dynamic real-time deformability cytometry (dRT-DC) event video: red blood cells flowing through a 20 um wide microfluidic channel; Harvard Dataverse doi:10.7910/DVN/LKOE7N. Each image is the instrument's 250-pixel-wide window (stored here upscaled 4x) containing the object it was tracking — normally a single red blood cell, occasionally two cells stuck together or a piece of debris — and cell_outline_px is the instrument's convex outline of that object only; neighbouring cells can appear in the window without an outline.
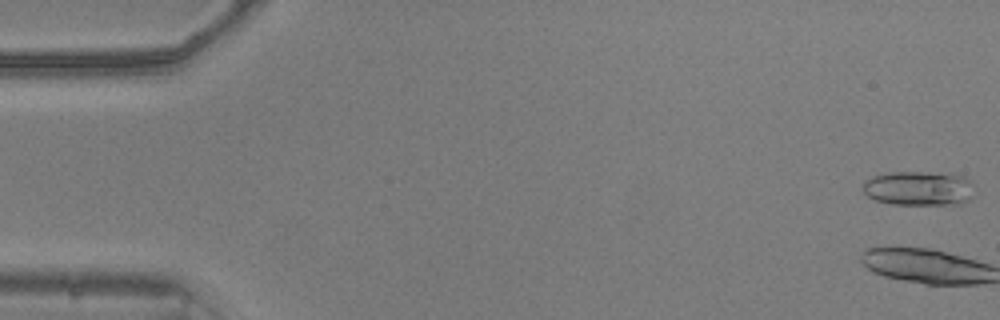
{"species": "common noctule bat (a hibernating species)", "species_latin": "Nyctalus noctula", "temperature_condition": "warm", "stored_images_in_passage": 18, "camera_frame_rate_fps": 3000, "um_per_image_px": 0.085, "animal": {"sex": "male", "body_mass_g": 20.5, "forearm_length_mm": 52.5}, "frame": {"image": 1, "passage_image": 1, "time_ms": 0.0, "image_size_px": [1000, 320], "cell_outline_px": [[976, 192], [968, 200], [960, 204], [892, 204], [876, 200], [868, 196], [864, 192], [864, 180], [872, 176], [892, 172], [928, 172], [964, 176], [972, 180]], "centroid_in_image_um": [78.15, 16.0], "position_along_channel_um": 6.9, "area_um2": 22.54}}